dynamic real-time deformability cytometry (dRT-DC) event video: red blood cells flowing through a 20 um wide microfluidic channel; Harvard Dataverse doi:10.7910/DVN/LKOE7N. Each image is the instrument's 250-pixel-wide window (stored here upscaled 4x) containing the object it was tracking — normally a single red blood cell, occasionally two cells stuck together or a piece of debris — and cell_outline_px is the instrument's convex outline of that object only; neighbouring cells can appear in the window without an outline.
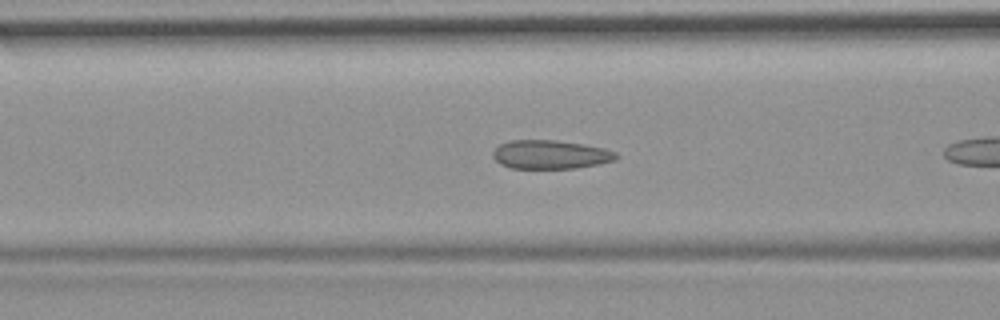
{"species": "common noctule bat (a hibernating species)", "species_latin": "Nyctalus noctula", "temperature_condition": "room temperature", "stored_images_in_passage": 7, "camera_frame_rate_fps": 3000, "um_per_image_px": 0.085, "animal": {"sex": "female", "body_mass_g": 19.9}, "frame": {"image": 1, "passage_image": 6, "time_ms": 1.667, "image_size_px": [1000, 320], "cell_outline_px": [[620, 156], [616, 160], [600, 164], [576, 168], [512, 168], [500, 164], [492, 156], [492, 152], [500, 144], [512, 140], [556, 140], [584, 144], [604, 148], [616, 152]], "centroid_in_image_um": [46.82, 13.13], "position_along_channel_um": 119.8, "area_um2": 20.75}}